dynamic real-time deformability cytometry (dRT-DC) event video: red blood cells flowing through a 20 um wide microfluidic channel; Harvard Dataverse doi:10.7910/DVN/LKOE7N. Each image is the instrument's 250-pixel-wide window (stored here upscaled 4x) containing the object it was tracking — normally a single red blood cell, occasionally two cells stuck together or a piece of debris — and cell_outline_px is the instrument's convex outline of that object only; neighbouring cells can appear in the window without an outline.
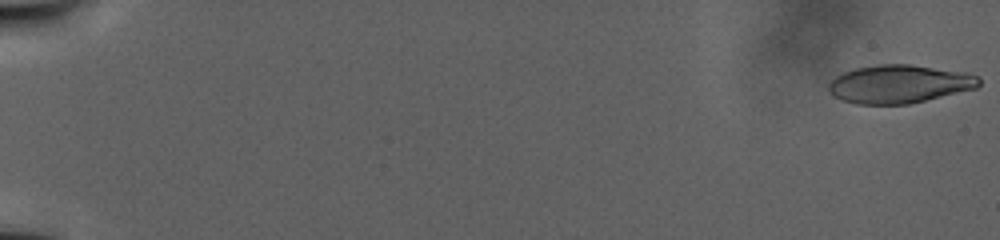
{"species": "human", "species_latin": "Homo sapiens", "temperature_condition": "warm", "stored_images_in_passage": 65, "camera_frame_rate_fps": 3000, "um_per_image_px": 0.085, "donor": {"sex": "male"}, "frame": {"image": 1, "passage_image": 1, "time_ms": 0.0, "image_size_px": [1000, 240], "cell_outline_px": [[980, 84], [976, 88], [908, 104], [856, 104], [844, 100], [836, 96], [828, 88], [828, 84], [836, 76], [844, 72], [856, 68], [880, 64], [912, 64], [968, 72], [980, 76]], "centroid_in_image_um": [76.49, 7.12], "position_along_channel_um": 8.5, "area_um2": 33.41}}
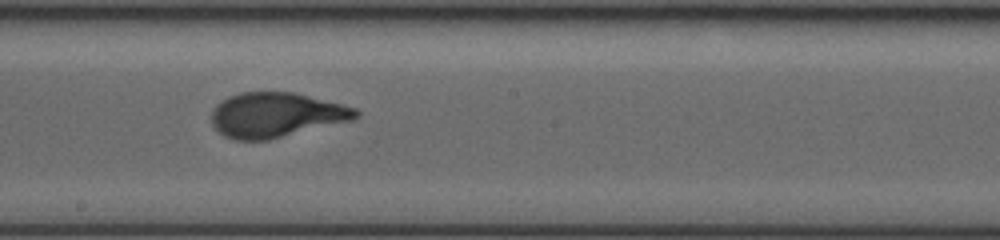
{"frame": {"image": 2, "passage_image": 37, "time_ms": 23.0, "image_size_px": [1000, 240], "cell_outline_px": [[360, 116], [352, 120], [268, 140], [232, 140], [224, 136], [212, 124], [212, 108], [220, 100], [228, 96], [240, 92], [296, 92], [356, 108], [360, 112]], "centroid_in_image_um": [23.45, 9.76], "position_along_channel_um": 224.8, "area_um2": 37.8}}
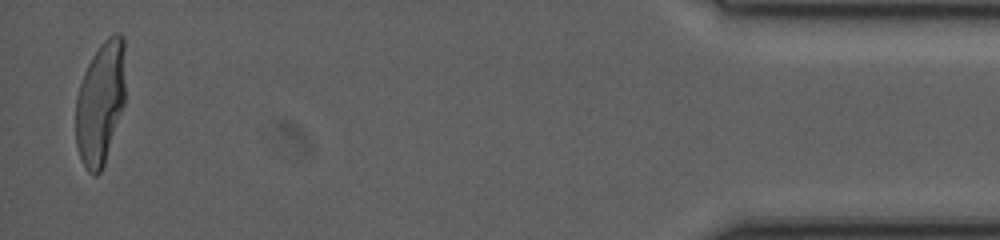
{"frame": {"image": 3, "passage_image": 64, "time_ms": 37.667, "image_size_px": [1000, 240], "cell_outline_px": [[124, 104], [104, 164], [100, 172], [96, 176], [92, 176], [88, 172], [80, 160], [76, 144], [76, 96], [84, 72], [92, 56], [100, 44], [112, 32], [120, 32], [124, 36]], "centroid_in_image_um": [8.53, 8.73], "position_along_channel_um": 426.7, "area_um2": 35.78}}